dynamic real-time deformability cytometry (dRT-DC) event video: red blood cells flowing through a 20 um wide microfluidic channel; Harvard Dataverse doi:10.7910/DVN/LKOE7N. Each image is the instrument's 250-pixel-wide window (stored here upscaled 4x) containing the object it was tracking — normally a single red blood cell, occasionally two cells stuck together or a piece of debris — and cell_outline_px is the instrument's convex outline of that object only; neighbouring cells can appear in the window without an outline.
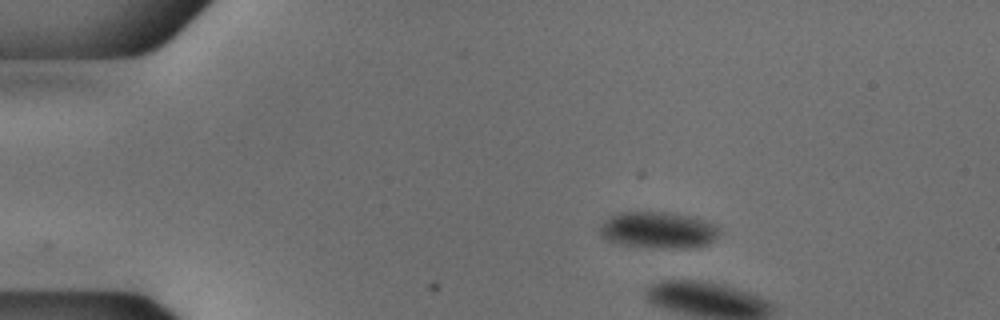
{"species": "common noctule bat (a hibernating species)", "species_latin": "Nyctalus noctula", "temperature_condition": "cold", "stored_images_in_passage": 4, "camera_frame_rate_fps": 3000, "um_per_image_px": 0.085, "animal": {"sex": "male", "body_mass_g": 18.8}, "frame": {"image": 1, "passage_image": 1, "time_ms": 0.0, "image_size_px": [1000, 320], "cell_outline_px": [[716, 236], [712, 240], [704, 244], [684, 248], [652, 248], [616, 244], [600, 236], [600, 224], [604, 220], [620, 212], [672, 212], [704, 220], [712, 224], [716, 228]], "centroid_in_image_um": [55.84, 19.56], "position_along_channel_um": 29.2, "area_um2": 25.14}}